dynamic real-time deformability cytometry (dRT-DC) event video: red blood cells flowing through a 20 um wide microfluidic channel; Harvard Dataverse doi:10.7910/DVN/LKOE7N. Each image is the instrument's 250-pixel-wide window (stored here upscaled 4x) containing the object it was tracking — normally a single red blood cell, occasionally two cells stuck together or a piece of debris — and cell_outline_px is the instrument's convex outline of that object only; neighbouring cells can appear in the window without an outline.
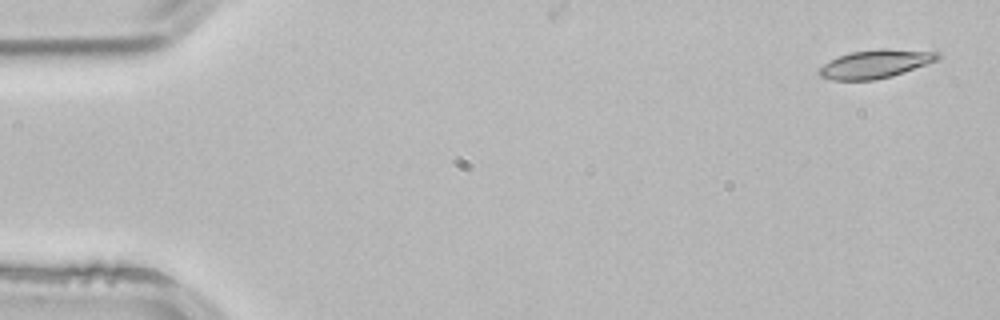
{"species": "common noctule bat (a hibernating species)", "species_latin": "Nyctalus noctula", "temperature_condition": "room temperature", "stored_images_in_passage": 3, "camera_frame_rate_fps": 3000, "um_per_image_px": 0.085, "animal": {"sex": "male", "body_mass_g": 21.5, "forearm_length_mm": 52.0}, "frame": {"image": 1, "passage_image": 1, "time_ms": 0.0, "image_size_px": [1000, 320], "cell_outline_px": [[940, 56], [936, 60], [892, 76], [876, 80], [832, 80], [820, 76], [816, 72], [828, 60], [852, 52], [876, 48], [888, 48], [940, 52]], "centroid_in_image_um": [74.37, 5.43], "position_along_channel_um": 10.6, "area_um2": 19.59}}